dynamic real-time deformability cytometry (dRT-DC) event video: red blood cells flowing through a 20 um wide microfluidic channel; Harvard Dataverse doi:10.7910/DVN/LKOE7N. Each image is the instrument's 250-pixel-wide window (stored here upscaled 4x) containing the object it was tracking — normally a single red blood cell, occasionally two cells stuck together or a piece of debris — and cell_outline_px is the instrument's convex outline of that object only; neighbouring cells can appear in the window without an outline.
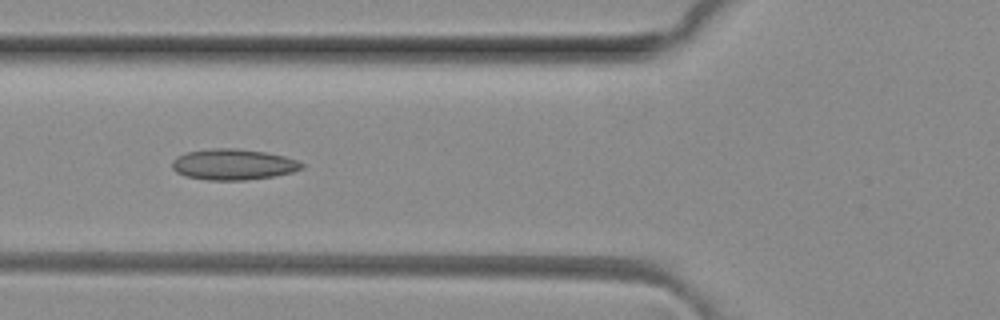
{"species": "common noctule bat (a hibernating species)", "species_latin": "Nyctalus noctula", "temperature_condition": "room temperature", "stored_images_in_passage": 5, "camera_frame_rate_fps": 3000, "um_per_image_px": 0.085, "animal": {"sex": "female", "body_mass_g": 29.2, "forearm_length_mm": 56.3}, "frame": {"image": 1, "passage_image": 5, "time_ms": 1.333, "image_size_px": [1000, 320], "cell_outline_px": [[304, 168], [292, 172], [276, 176], [244, 180], [208, 180], [184, 176], [176, 172], [172, 168], [172, 160], [176, 156], [188, 152], [212, 148], [236, 148], [264, 152], [284, 156], [296, 160], [304, 164]], "centroid_in_image_um": [19.81, 13.98], "position_along_channel_um": 106.0, "area_um2": 23.41}}